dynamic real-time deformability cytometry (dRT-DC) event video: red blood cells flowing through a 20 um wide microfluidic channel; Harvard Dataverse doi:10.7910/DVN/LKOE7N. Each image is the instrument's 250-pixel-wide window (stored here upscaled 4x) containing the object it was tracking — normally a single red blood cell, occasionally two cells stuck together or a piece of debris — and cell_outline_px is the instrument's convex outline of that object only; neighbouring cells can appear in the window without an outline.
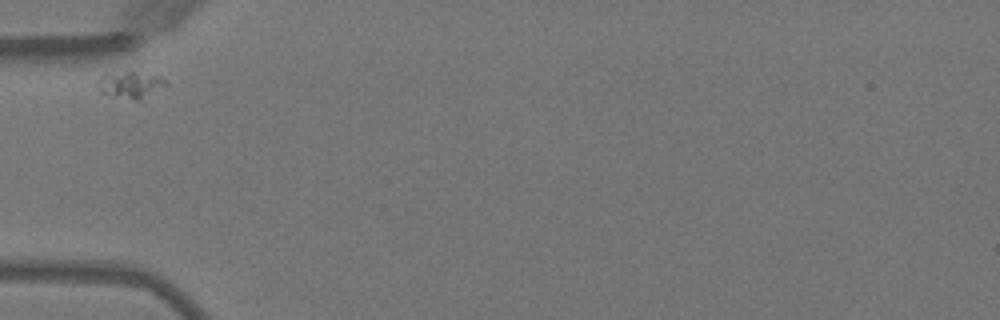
{"species": "Egyptian fruit bat (a non-hibernating species)", "species_latin": "Rousettus aegyptiacus", "temperature_condition": "warm", "stored_images_in_passage": 5, "camera_frame_rate_fps": 3000, "um_per_image_px": 0.085, "animal": {"sex": "female"}, "frame": {"image": 1, "passage_image": 1, "time_ms": 0.0, "image_size_px": [1000, 320], "cell_outline_px": [[168, 84], [140, 100], [136, 100], [100, 92], [96, 84], [96, 80], [100, 76], [128, 72], [132, 72], [160, 76]], "centroid_in_image_um": [11.07, 7.21], "position_along_channel_um": 73.9, "area_um2": 10.12}}
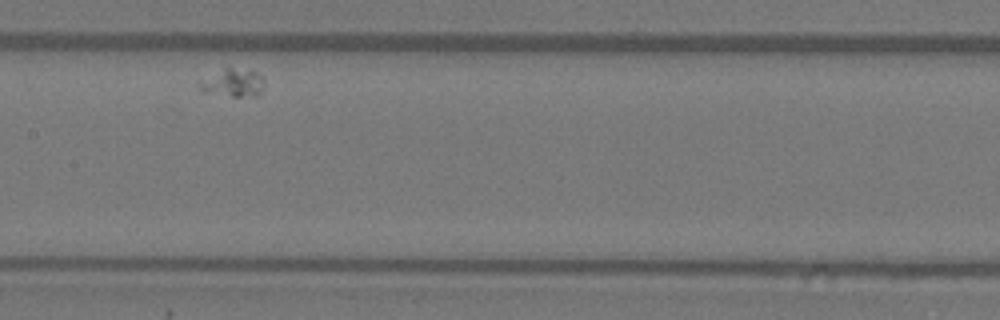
{"frame": {"image": 2, "passage_image": 4, "time_ms": 3.667, "image_size_px": [1000, 320], "cell_outline_px": [[264, 88], [256, 96], [232, 96], [204, 88], [196, 84], [196, 80], [228, 68], [232, 68], [256, 72], [264, 76]], "centroid_in_image_um": [19.88, 7.01], "position_along_channel_um": 187.5, "area_um2": 10.06}}
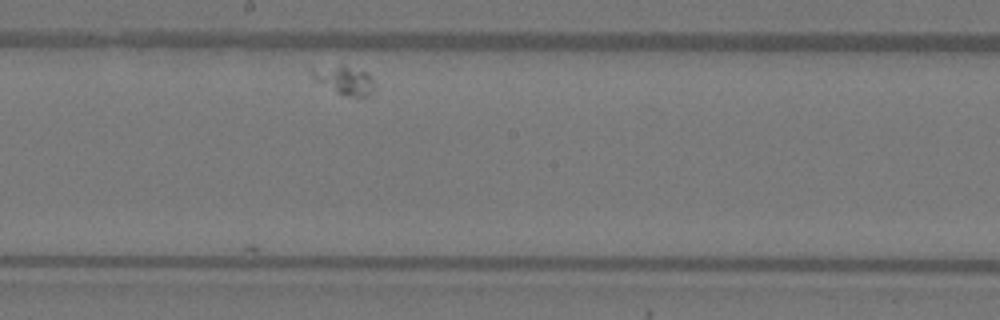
{"frame": {"image": 3, "passage_image": 5, "time_ms": 4.667, "image_size_px": [1000, 320], "cell_outline_px": [[372, 92], [368, 96], [344, 96], [312, 80], [312, 72], [340, 64], [344, 64], [368, 72], [372, 80]], "centroid_in_image_um": [29.31, 6.82], "position_along_channel_um": 218.9, "area_um2": 10.12}}